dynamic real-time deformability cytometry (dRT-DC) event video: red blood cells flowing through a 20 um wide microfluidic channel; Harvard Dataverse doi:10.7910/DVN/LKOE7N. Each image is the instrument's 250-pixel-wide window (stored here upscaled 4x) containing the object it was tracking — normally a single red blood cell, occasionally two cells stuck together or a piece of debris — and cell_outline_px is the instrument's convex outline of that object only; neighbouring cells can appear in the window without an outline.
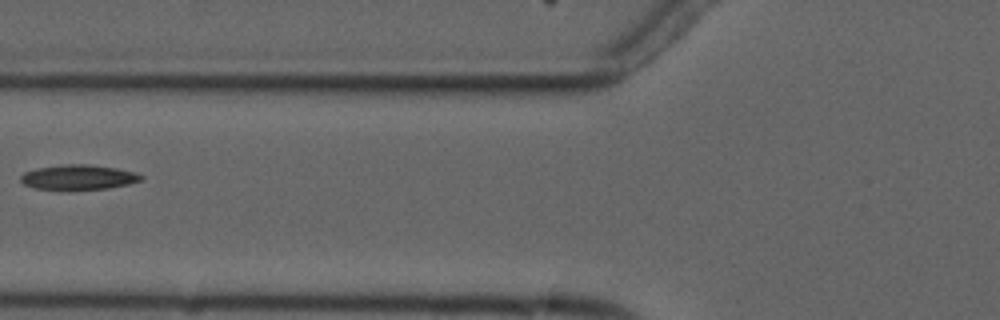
{"species": "common noctule bat (a hibernating species)", "species_latin": "Nyctalus noctula", "temperature_condition": "cold", "stored_images_in_passage": 3, "camera_frame_rate_fps": 3000, "um_per_image_px": 0.085, "animal": {"sex": "male", "forearm_length_mm": 52.5}, "frame": {"image": 1, "passage_image": 2, "time_ms": 1.333, "image_size_px": [1000, 320], "cell_outline_px": [[144, 176], [140, 180], [128, 184], [108, 188], [36, 188], [24, 184], [20, 180], [20, 176], [24, 172], [36, 168], [64, 164], [84, 164], [116, 168], [136, 172]], "centroid_in_image_um": [6.67, 15.03], "position_along_channel_um": 119.1, "area_um2": 16.94}}
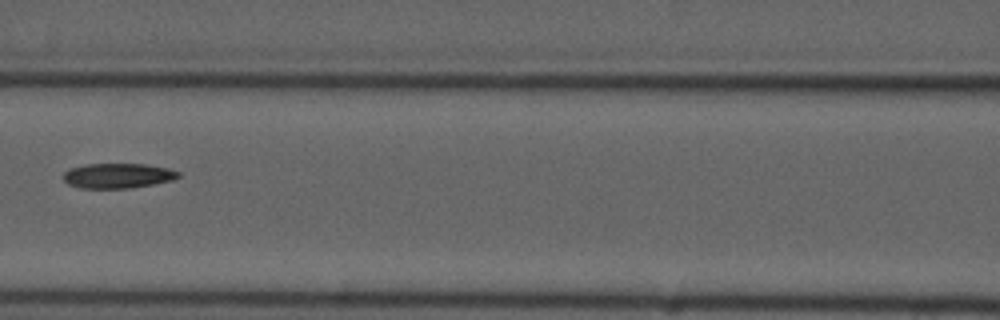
{"frame": {"image": 2, "passage_image": 3, "time_ms": 2.333, "image_size_px": [1000, 320], "cell_outline_px": [[180, 176], [172, 180], [152, 184], [128, 188], [80, 188], [68, 184], [64, 180], [64, 172], [68, 168], [84, 164], [148, 164], [168, 168], [180, 172]], "centroid_in_image_um": [9.99, 14.92], "position_along_channel_um": 156.6, "area_um2": 16.76}}